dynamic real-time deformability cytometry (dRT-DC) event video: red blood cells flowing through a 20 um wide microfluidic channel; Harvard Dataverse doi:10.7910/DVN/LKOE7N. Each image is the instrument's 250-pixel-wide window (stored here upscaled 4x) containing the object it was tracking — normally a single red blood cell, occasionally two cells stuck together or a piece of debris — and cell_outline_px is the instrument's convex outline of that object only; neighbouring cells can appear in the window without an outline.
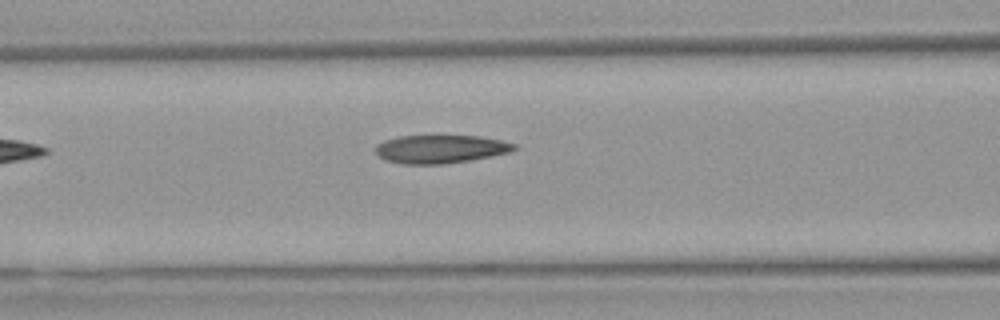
{"species": "Egyptian fruit bat (a non-hibernating species)", "species_latin": "Rousettus aegyptiacus", "temperature_condition": "warm", "stored_images_in_passage": 15, "camera_frame_rate_fps": 3000, "um_per_image_px": 0.085, "animal": {"sex": "female"}, "frame": {"image": 1, "passage_image": 13, "time_ms": 4.0, "image_size_px": [1000, 320], "cell_outline_px": [[520, 148], [508, 152], [468, 160], [444, 164], [400, 164], [384, 160], [376, 152], [376, 144], [384, 140], [400, 136], [480, 136], [500, 140], [516, 144]], "centroid_in_image_um": [37.41, 12.67], "position_along_channel_um": 129.2, "area_um2": 22.72}}